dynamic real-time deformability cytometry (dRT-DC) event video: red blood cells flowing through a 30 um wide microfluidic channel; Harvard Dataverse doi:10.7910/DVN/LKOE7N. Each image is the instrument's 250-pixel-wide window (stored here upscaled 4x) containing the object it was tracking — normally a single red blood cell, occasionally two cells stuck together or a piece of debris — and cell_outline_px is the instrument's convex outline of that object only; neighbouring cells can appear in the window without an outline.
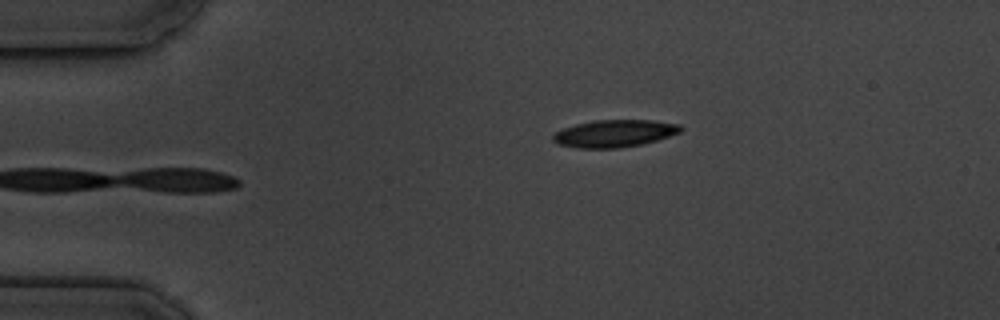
{"species": "common noctule bat (a hibernating species)", "species_latin": "Nyctalus noctula", "temperature_condition": "cold", "stored_images_in_passage": 4, "camera_frame_rate_fps": 3000, "um_per_image_px": 0.085, "animal": {"sex": "male", "body_mass_g": 19.5, "forearm_length_mm": 54.6}, "frame": {"image": 1, "passage_image": 4, "time_ms": 4.333, "image_size_px": [1000, 320], "cell_outline_px": [[684, 128], [680, 132], [656, 140], [640, 144], [616, 148], [576, 148], [556, 144], [552, 140], [552, 136], [556, 132], [564, 128], [576, 124], [592, 120], [652, 120], [680, 124]], "centroid_in_image_um": [52.2, 11.34], "position_along_channel_um": 32.8, "area_um2": 20.29}}